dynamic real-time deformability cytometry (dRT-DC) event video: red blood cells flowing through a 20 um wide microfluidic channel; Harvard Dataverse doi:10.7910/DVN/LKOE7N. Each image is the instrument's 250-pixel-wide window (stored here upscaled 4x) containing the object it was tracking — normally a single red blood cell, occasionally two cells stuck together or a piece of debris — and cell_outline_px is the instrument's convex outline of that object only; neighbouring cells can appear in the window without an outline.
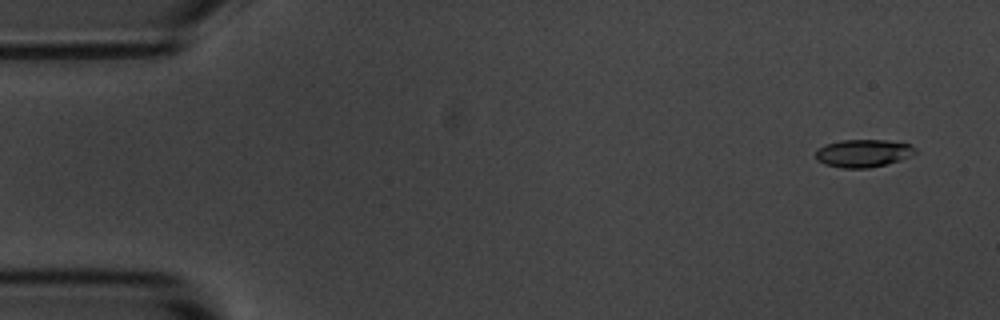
{"species": "common noctule bat (a hibernating species)", "species_latin": "Nyctalus noctula", "temperature_condition": "room temperature", "stored_images_in_passage": 4, "camera_frame_rate_fps": 3000, "um_per_image_px": 0.085, "animal": {"sex": "male", "body_mass_g": 20.1, "forearm_length_mm": 53.5}, "frame": {"image": 1, "passage_image": 1, "time_ms": 0.0, "image_size_px": [1000, 320], "cell_outline_px": [[916, 152], [900, 160], [868, 168], [840, 168], [824, 164], [816, 160], [816, 152], [824, 144], [840, 140], [884, 140], [912, 144], [916, 148]], "centroid_in_image_um": [73.35, 13.02], "position_along_channel_um": 11.7, "area_um2": 16.07}}
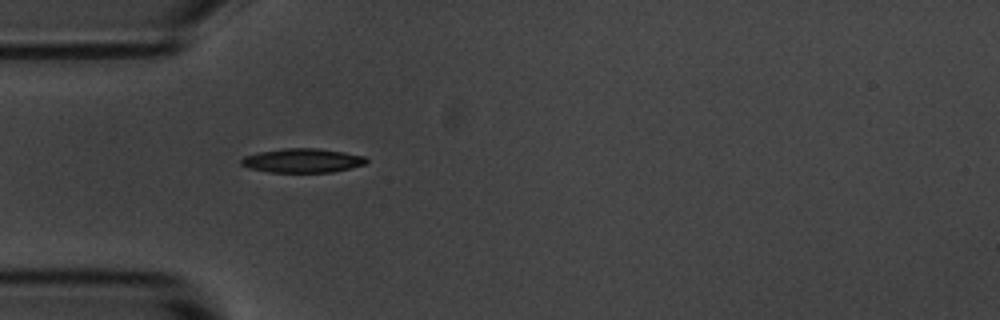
{"frame": {"image": 2, "passage_image": 4, "time_ms": 4.333, "image_size_px": [1000, 320], "cell_outline_px": [[368, 160], [364, 164], [332, 172], [268, 172], [248, 168], [240, 164], [240, 160], [244, 156], [260, 152], [284, 148], [316, 148], [344, 152], [364, 156]], "centroid_in_image_um": [25.67, 13.64], "position_along_channel_um": 59.3, "area_um2": 17.46}}